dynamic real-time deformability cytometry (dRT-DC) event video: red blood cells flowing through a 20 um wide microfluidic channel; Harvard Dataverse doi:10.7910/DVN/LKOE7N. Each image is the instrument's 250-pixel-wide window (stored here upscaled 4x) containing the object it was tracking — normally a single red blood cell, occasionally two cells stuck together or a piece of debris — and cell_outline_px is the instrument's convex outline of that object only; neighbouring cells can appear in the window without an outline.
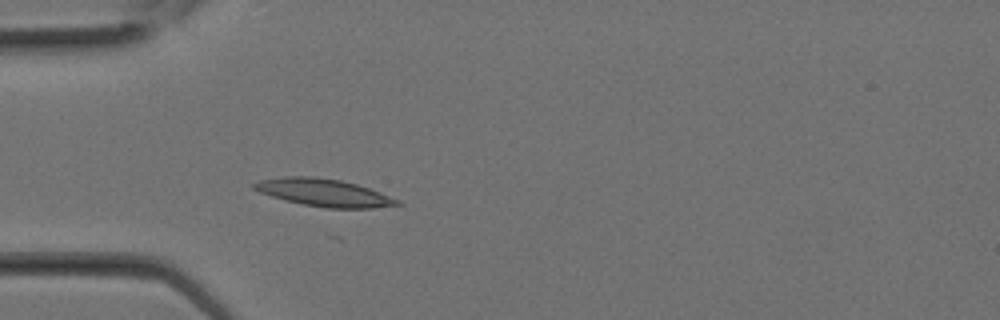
{"species": "Egyptian fruit bat (a non-hibernating species)", "species_latin": "Rousettus aegyptiacus", "temperature_condition": "room temperature", "stored_images_in_passage": 16, "camera_frame_rate_fps": 3000, "um_per_image_px": 0.085, "animal": {"sex": "female"}, "frame": {"image": 1, "passage_image": 6, "time_ms": 1.667, "image_size_px": [1000, 320], "cell_outline_px": [[404, 204], [372, 208], [324, 208], [304, 204], [272, 196], [260, 192], [252, 188], [252, 184], [260, 180], [284, 176], [312, 176], [340, 180], [356, 184], [368, 188], [400, 200]], "centroid_in_image_um": [27.54, 16.37], "position_along_channel_um": 57.5, "area_um2": 22.72}}
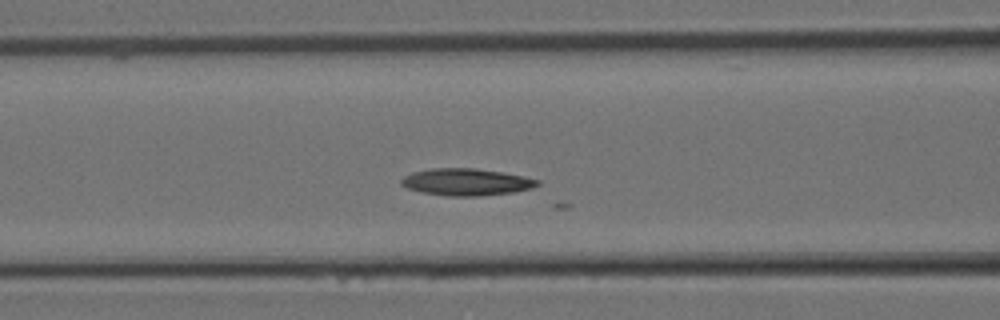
{"frame": {"image": 2, "passage_image": 9, "time_ms": 2.667, "image_size_px": [1000, 320], "cell_outline_px": [[540, 184], [532, 188], [512, 192], [480, 196], [448, 196], [420, 192], [408, 188], [400, 184], [400, 180], [404, 176], [412, 172], [432, 168], [476, 168], [500, 172], [540, 180]], "centroid_in_image_um": [39.59, 15.47], "position_along_channel_um": 127.0, "area_um2": 21.33}}
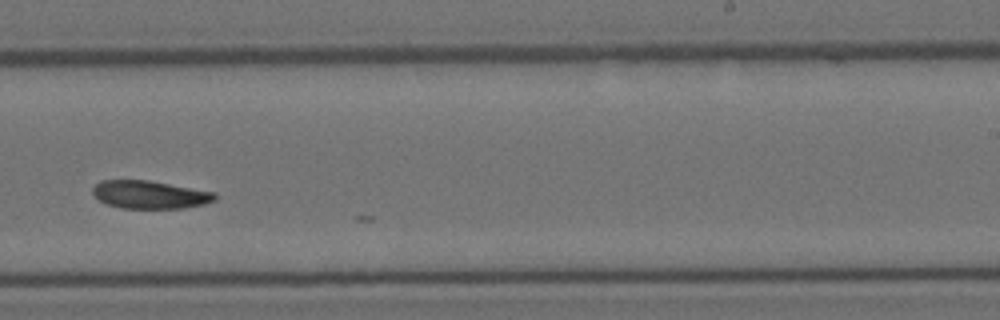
{"frame": {"image": 3, "passage_image": 15, "time_ms": 4.667, "image_size_px": [1000, 320], "cell_outline_px": [[216, 200], [204, 204], [184, 208], [120, 208], [108, 204], [100, 200], [92, 192], [92, 188], [100, 180], [148, 180], [216, 192]], "centroid_in_image_um": [12.75, 16.54], "position_along_channel_um": 276.2, "area_um2": 19.88}}